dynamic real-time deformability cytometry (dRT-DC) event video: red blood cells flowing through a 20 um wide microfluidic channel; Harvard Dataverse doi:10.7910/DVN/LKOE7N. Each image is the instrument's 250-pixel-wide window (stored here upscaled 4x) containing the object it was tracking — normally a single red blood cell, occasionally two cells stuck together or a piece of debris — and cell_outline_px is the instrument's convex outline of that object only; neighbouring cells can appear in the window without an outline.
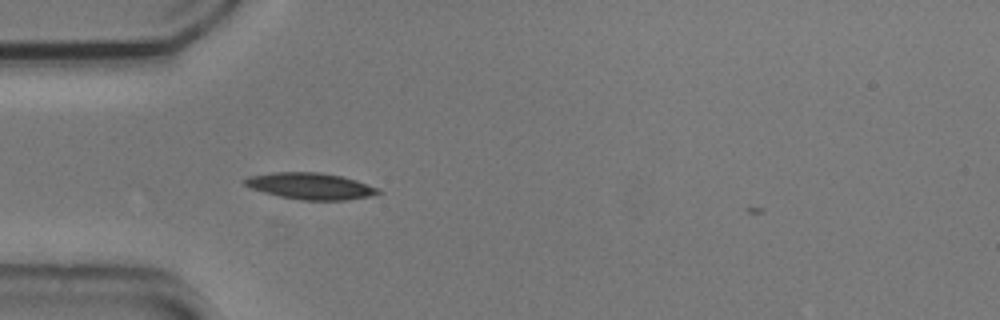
{"species": "common noctule bat (a hibernating species)", "species_latin": "Nyctalus noctula", "temperature_condition": "cold", "stored_images_in_passage": 2, "camera_frame_rate_fps": 3000, "um_per_image_px": 0.085, "animal": {"sex": "male", "body_mass_g": 20.5, "forearm_length_mm": 52.5}, "frame": {"image": 1, "passage_image": 1, "time_ms": 0.0, "image_size_px": [1000, 320], "cell_outline_px": [[380, 192], [368, 196], [348, 200], [300, 200], [280, 196], [264, 192], [252, 188], [244, 184], [240, 180], [248, 176], [272, 172], [320, 172], [340, 176], [356, 180], [380, 188]], "centroid_in_image_um": [26.35, 15.81], "position_along_channel_um": 58.6, "area_um2": 20.58}}